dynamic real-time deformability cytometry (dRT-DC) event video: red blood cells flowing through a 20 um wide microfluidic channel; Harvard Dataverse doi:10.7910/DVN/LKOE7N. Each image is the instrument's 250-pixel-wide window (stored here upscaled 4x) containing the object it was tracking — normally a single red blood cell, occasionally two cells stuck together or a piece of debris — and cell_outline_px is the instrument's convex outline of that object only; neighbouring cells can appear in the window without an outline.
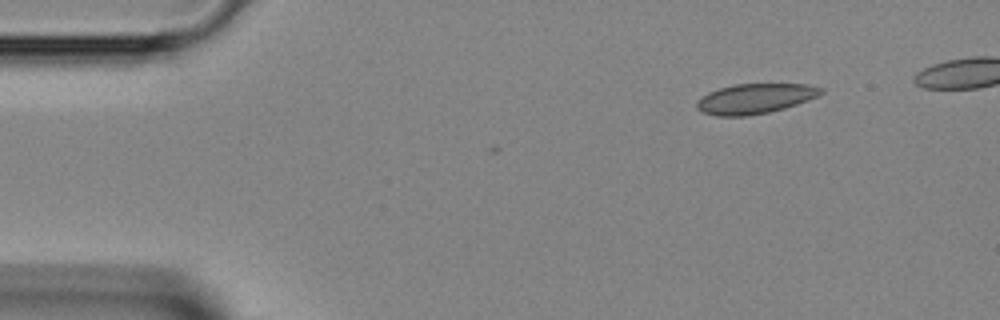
{"species": "Egyptian fruit bat (a non-hibernating species)", "species_latin": "Rousettus aegyptiacus", "temperature_condition": "room temperature", "stored_images_in_passage": 3, "camera_frame_rate_fps": 3000, "um_per_image_px": 0.085, "animal": {"sex": "female"}, "frame": {"image": 1, "passage_image": 1, "time_ms": 0.0, "image_size_px": [1000, 320], "cell_outline_px": [[824, 92], [808, 100], [784, 108], [768, 112], [748, 116], [716, 116], [704, 112], [696, 108], [696, 104], [708, 92], [720, 88], [736, 84], [808, 84], [824, 88]], "centroid_in_image_um": [64.2, 8.38], "position_along_channel_um": 20.8, "area_um2": 21.5}}